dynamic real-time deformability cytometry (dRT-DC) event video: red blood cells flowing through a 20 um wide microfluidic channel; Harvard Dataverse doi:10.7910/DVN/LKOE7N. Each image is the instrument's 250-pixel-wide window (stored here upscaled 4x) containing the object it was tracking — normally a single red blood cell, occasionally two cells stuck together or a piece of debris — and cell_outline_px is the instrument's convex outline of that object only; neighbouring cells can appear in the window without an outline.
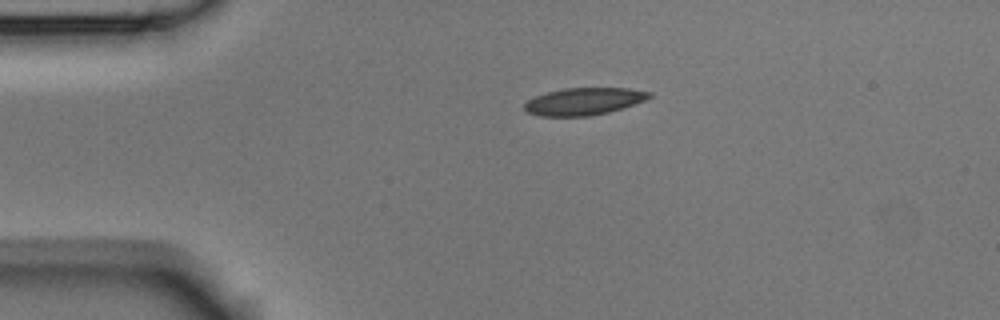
{"species": "Egyptian fruit bat (a non-hibernating species)", "species_latin": "Rousettus aegyptiacus", "temperature_condition": "room temperature", "stored_images_in_passage": 2, "camera_frame_rate_fps": 3000, "um_per_image_px": 0.085, "animal": {"sex": "male"}, "frame": {"image": 1, "passage_image": 1, "time_ms": 0.0, "image_size_px": [1000, 320], "cell_outline_px": [[652, 96], [644, 100], [608, 112], [588, 116], [540, 116], [528, 112], [524, 108], [524, 104], [528, 100], [536, 96], [548, 92], [564, 88], [628, 88], [652, 92]], "centroid_in_image_um": [49.62, 8.61], "position_along_channel_um": 35.4, "area_um2": 19.54}}